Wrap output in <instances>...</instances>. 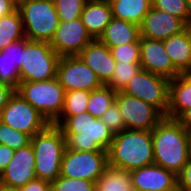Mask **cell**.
<instances>
[{
    "label": "cell",
    "instance_id": "cell-12",
    "mask_svg": "<svg viewBox=\"0 0 191 191\" xmlns=\"http://www.w3.org/2000/svg\"><path fill=\"white\" fill-rule=\"evenodd\" d=\"M65 92L73 90L93 91L103 86L96 73L78 56H62L56 76Z\"/></svg>",
    "mask_w": 191,
    "mask_h": 191
},
{
    "label": "cell",
    "instance_id": "cell-33",
    "mask_svg": "<svg viewBox=\"0 0 191 191\" xmlns=\"http://www.w3.org/2000/svg\"><path fill=\"white\" fill-rule=\"evenodd\" d=\"M152 7L180 18L188 26L186 0H151Z\"/></svg>",
    "mask_w": 191,
    "mask_h": 191
},
{
    "label": "cell",
    "instance_id": "cell-34",
    "mask_svg": "<svg viewBox=\"0 0 191 191\" xmlns=\"http://www.w3.org/2000/svg\"><path fill=\"white\" fill-rule=\"evenodd\" d=\"M116 62H140V41L110 48Z\"/></svg>",
    "mask_w": 191,
    "mask_h": 191
},
{
    "label": "cell",
    "instance_id": "cell-37",
    "mask_svg": "<svg viewBox=\"0 0 191 191\" xmlns=\"http://www.w3.org/2000/svg\"><path fill=\"white\" fill-rule=\"evenodd\" d=\"M17 191H51V183L39 178H35L23 187L17 189Z\"/></svg>",
    "mask_w": 191,
    "mask_h": 191
},
{
    "label": "cell",
    "instance_id": "cell-11",
    "mask_svg": "<svg viewBox=\"0 0 191 191\" xmlns=\"http://www.w3.org/2000/svg\"><path fill=\"white\" fill-rule=\"evenodd\" d=\"M115 102L126 129L151 131L165 116L151 104L118 91Z\"/></svg>",
    "mask_w": 191,
    "mask_h": 191
},
{
    "label": "cell",
    "instance_id": "cell-25",
    "mask_svg": "<svg viewBox=\"0 0 191 191\" xmlns=\"http://www.w3.org/2000/svg\"><path fill=\"white\" fill-rule=\"evenodd\" d=\"M95 191H134L130 171L108 166L95 181Z\"/></svg>",
    "mask_w": 191,
    "mask_h": 191
},
{
    "label": "cell",
    "instance_id": "cell-4",
    "mask_svg": "<svg viewBox=\"0 0 191 191\" xmlns=\"http://www.w3.org/2000/svg\"><path fill=\"white\" fill-rule=\"evenodd\" d=\"M35 156L36 178L48 182L60 175V166L66 148V139L61 130L49 124L42 132L30 139Z\"/></svg>",
    "mask_w": 191,
    "mask_h": 191
},
{
    "label": "cell",
    "instance_id": "cell-10",
    "mask_svg": "<svg viewBox=\"0 0 191 191\" xmlns=\"http://www.w3.org/2000/svg\"><path fill=\"white\" fill-rule=\"evenodd\" d=\"M0 121L30 137L42 132L49 125L40 112L17 92H14L2 109Z\"/></svg>",
    "mask_w": 191,
    "mask_h": 191
},
{
    "label": "cell",
    "instance_id": "cell-1",
    "mask_svg": "<svg viewBox=\"0 0 191 191\" xmlns=\"http://www.w3.org/2000/svg\"><path fill=\"white\" fill-rule=\"evenodd\" d=\"M57 126L66 139V148L75 151H108L114 133L100 119L88 112L60 116Z\"/></svg>",
    "mask_w": 191,
    "mask_h": 191
},
{
    "label": "cell",
    "instance_id": "cell-20",
    "mask_svg": "<svg viewBox=\"0 0 191 191\" xmlns=\"http://www.w3.org/2000/svg\"><path fill=\"white\" fill-rule=\"evenodd\" d=\"M24 52V39L0 50V81L15 90L20 82V69Z\"/></svg>",
    "mask_w": 191,
    "mask_h": 191
},
{
    "label": "cell",
    "instance_id": "cell-22",
    "mask_svg": "<svg viewBox=\"0 0 191 191\" xmlns=\"http://www.w3.org/2000/svg\"><path fill=\"white\" fill-rule=\"evenodd\" d=\"M166 52L173 65L185 74L191 69V36L190 25L181 33L163 40Z\"/></svg>",
    "mask_w": 191,
    "mask_h": 191
},
{
    "label": "cell",
    "instance_id": "cell-6",
    "mask_svg": "<svg viewBox=\"0 0 191 191\" xmlns=\"http://www.w3.org/2000/svg\"><path fill=\"white\" fill-rule=\"evenodd\" d=\"M15 92L39 111L49 124L60 117L65 90L57 77L38 82H19Z\"/></svg>",
    "mask_w": 191,
    "mask_h": 191
},
{
    "label": "cell",
    "instance_id": "cell-26",
    "mask_svg": "<svg viewBox=\"0 0 191 191\" xmlns=\"http://www.w3.org/2000/svg\"><path fill=\"white\" fill-rule=\"evenodd\" d=\"M24 38L23 23L18 9L0 18V50Z\"/></svg>",
    "mask_w": 191,
    "mask_h": 191
},
{
    "label": "cell",
    "instance_id": "cell-44",
    "mask_svg": "<svg viewBox=\"0 0 191 191\" xmlns=\"http://www.w3.org/2000/svg\"><path fill=\"white\" fill-rule=\"evenodd\" d=\"M187 136H188L189 153L191 156V130H187Z\"/></svg>",
    "mask_w": 191,
    "mask_h": 191
},
{
    "label": "cell",
    "instance_id": "cell-8",
    "mask_svg": "<svg viewBox=\"0 0 191 191\" xmlns=\"http://www.w3.org/2000/svg\"><path fill=\"white\" fill-rule=\"evenodd\" d=\"M169 83L166 77L140 69L121 91L139 98L166 116L169 106Z\"/></svg>",
    "mask_w": 191,
    "mask_h": 191
},
{
    "label": "cell",
    "instance_id": "cell-7",
    "mask_svg": "<svg viewBox=\"0 0 191 191\" xmlns=\"http://www.w3.org/2000/svg\"><path fill=\"white\" fill-rule=\"evenodd\" d=\"M59 60L60 56L49 42L24 38L20 82H38L55 78Z\"/></svg>",
    "mask_w": 191,
    "mask_h": 191
},
{
    "label": "cell",
    "instance_id": "cell-38",
    "mask_svg": "<svg viewBox=\"0 0 191 191\" xmlns=\"http://www.w3.org/2000/svg\"><path fill=\"white\" fill-rule=\"evenodd\" d=\"M15 151L7 145L0 144V174L6 169Z\"/></svg>",
    "mask_w": 191,
    "mask_h": 191
},
{
    "label": "cell",
    "instance_id": "cell-17",
    "mask_svg": "<svg viewBox=\"0 0 191 191\" xmlns=\"http://www.w3.org/2000/svg\"><path fill=\"white\" fill-rule=\"evenodd\" d=\"M130 178L134 191L178 189L177 176L156 164L130 171Z\"/></svg>",
    "mask_w": 191,
    "mask_h": 191
},
{
    "label": "cell",
    "instance_id": "cell-41",
    "mask_svg": "<svg viewBox=\"0 0 191 191\" xmlns=\"http://www.w3.org/2000/svg\"><path fill=\"white\" fill-rule=\"evenodd\" d=\"M176 120L186 130H191V107L187 108Z\"/></svg>",
    "mask_w": 191,
    "mask_h": 191
},
{
    "label": "cell",
    "instance_id": "cell-23",
    "mask_svg": "<svg viewBox=\"0 0 191 191\" xmlns=\"http://www.w3.org/2000/svg\"><path fill=\"white\" fill-rule=\"evenodd\" d=\"M191 107V79L180 74L169 83V106L165 117L177 119L187 108Z\"/></svg>",
    "mask_w": 191,
    "mask_h": 191
},
{
    "label": "cell",
    "instance_id": "cell-45",
    "mask_svg": "<svg viewBox=\"0 0 191 191\" xmlns=\"http://www.w3.org/2000/svg\"><path fill=\"white\" fill-rule=\"evenodd\" d=\"M191 79V69L185 73Z\"/></svg>",
    "mask_w": 191,
    "mask_h": 191
},
{
    "label": "cell",
    "instance_id": "cell-30",
    "mask_svg": "<svg viewBox=\"0 0 191 191\" xmlns=\"http://www.w3.org/2000/svg\"><path fill=\"white\" fill-rule=\"evenodd\" d=\"M51 191H95V182L59 175L51 182Z\"/></svg>",
    "mask_w": 191,
    "mask_h": 191
},
{
    "label": "cell",
    "instance_id": "cell-3",
    "mask_svg": "<svg viewBox=\"0 0 191 191\" xmlns=\"http://www.w3.org/2000/svg\"><path fill=\"white\" fill-rule=\"evenodd\" d=\"M108 153V165L132 171L154 164L152 131L126 129L115 133Z\"/></svg>",
    "mask_w": 191,
    "mask_h": 191
},
{
    "label": "cell",
    "instance_id": "cell-29",
    "mask_svg": "<svg viewBox=\"0 0 191 191\" xmlns=\"http://www.w3.org/2000/svg\"><path fill=\"white\" fill-rule=\"evenodd\" d=\"M90 92L81 89L65 92L64 107L60 116H74L87 112Z\"/></svg>",
    "mask_w": 191,
    "mask_h": 191
},
{
    "label": "cell",
    "instance_id": "cell-31",
    "mask_svg": "<svg viewBox=\"0 0 191 191\" xmlns=\"http://www.w3.org/2000/svg\"><path fill=\"white\" fill-rule=\"evenodd\" d=\"M31 137L26 133L17 131L0 121V144L18 150L30 144Z\"/></svg>",
    "mask_w": 191,
    "mask_h": 191
},
{
    "label": "cell",
    "instance_id": "cell-9",
    "mask_svg": "<svg viewBox=\"0 0 191 191\" xmlns=\"http://www.w3.org/2000/svg\"><path fill=\"white\" fill-rule=\"evenodd\" d=\"M108 166L107 151H75L65 148L60 175L95 182Z\"/></svg>",
    "mask_w": 191,
    "mask_h": 191
},
{
    "label": "cell",
    "instance_id": "cell-36",
    "mask_svg": "<svg viewBox=\"0 0 191 191\" xmlns=\"http://www.w3.org/2000/svg\"><path fill=\"white\" fill-rule=\"evenodd\" d=\"M177 186L179 191H191V156L177 175Z\"/></svg>",
    "mask_w": 191,
    "mask_h": 191
},
{
    "label": "cell",
    "instance_id": "cell-35",
    "mask_svg": "<svg viewBox=\"0 0 191 191\" xmlns=\"http://www.w3.org/2000/svg\"><path fill=\"white\" fill-rule=\"evenodd\" d=\"M100 119L114 134L126 130L123 116L116 102L110 105Z\"/></svg>",
    "mask_w": 191,
    "mask_h": 191
},
{
    "label": "cell",
    "instance_id": "cell-5",
    "mask_svg": "<svg viewBox=\"0 0 191 191\" xmlns=\"http://www.w3.org/2000/svg\"><path fill=\"white\" fill-rule=\"evenodd\" d=\"M25 38L49 42L59 25L54 0H17Z\"/></svg>",
    "mask_w": 191,
    "mask_h": 191
},
{
    "label": "cell",
    "instance_id": "cell-32",
    "mask_svg": "<svg viewBox=\"0 0 191 191\" xmlns=\"http://www.w3.org/2000/svg\"><path fill=\"white\" fill-rule=\"evenodd\" d=\"M87 0H54L60 21H73L81 17Z\"/></svg>",
    "mask_w": 191,
    "mask_h": 191
},
{
    "label": "cell",
    "instance_id": "cell-28",
    "mask_svg": "<svg viewBox=\"0 0 191 191\" xmlns=\"http://www.w3.org/2000/svg\"><path fill=\"white\" fill-rule=\"evenodd\" d=\"M141 69L140 62H117L113 77L106 84L114 91H122L129 80Z\"/></svg>",
    "mask_w": 191,
    "mask_h": 191
},
{
    "label": "cell",
    "instance_id": "cell-39",
    "mask_svg": "<svg viewBox=\"0 0 191 191\" xmlns=\"http://www.w3.org/2000/svg\"><path fill=\"white\" fill-rule=\"evenodd\" d=\"M14 92V88L0 81V114Z\"/></svg>",
    "mask_w": 191,
    "mask_h": 191
},
{
    "label": "cell",
    "instance_id": "cell-42",
    "mask_svg": "<svg viewBox=\"0 0 191 191\" xmlns=\"http://www.w3.org/2000/svg\"><path fill=\"white\" fill-rule=\"evenodd\" d=\"M188 11V26L191 25V0H186Z\"/></svg>",
    "mask_w": 191,
    "mask_h": 191
},
{
    "label": "cell",
    "instance_id": "cell-21",
    "mask_svg": "<svg viewBox=\"0 0 191 191\" xmlns=\"http://www.w3.org/2000/svg\"><path fill=\"white\" fill-rule=\"evenodd\" d=\"M139 39V25L112 17L110 23L106 26L105 31L98 40L111 48L135 43Z\"/></svg>",
    "mask_w": 191,
    "mask_h": 191
},
{
    "label": "cell",
    "instance_id": "cell-18",
    "mask_svg": "<svg viewBox=\"0 0 191 191\" xmlns=\"http://www.w3.org/2000/svg\"><path fill=\"white\" fill-rule=\"evenodd\" d=\"M77 56L96 73L103 85L113 77L117 62L110 48L98 39L89 43Z\"/></svg>",
    "mask_w": 191,
    "mask_h": 191
},
{
    "label": "cell",
    "instance_id": "cell-19",
    "mask_svg": "<svg viewBox=\"0 0 191 191\" xmlns=\"http://www.w3.org/2000/svg\"><path fill=\"white\" fill-rule=\"evenodd\" d=\"M80 18L91 37L94 40L99 39L112 19L109 1L87 0Z\"/></svg>",
    "mask_w": 191,
    "mask_h": 191
},
{
    "label": "cell",
    "instance_id": "cell-2",
    "mask_svg": "<svg viewBox=\"0 0 191 191\" xmlns=\"http://www.w3.org/2000/svg\"><path fill=\"white\" fill-rule=\"evenodd\" d=\"M151 131L154 164L177 176L190 158L187 130L176 119L164 117Z\"/></svg>",
    "mask_w": 191,
    "mask_h": 191
},
{
    "label": "cell",
    "instance_id": "cell-15",
    "mask_svg": "<svg viewBox=\"0 0 191 191\" xmlns=\"http://www.w3.org/2000/svg\"><path fill=\"white\" fill-rule=\"evenodd\" d=\"M36 178L35 156L31 144L15 150V153L0 174V183L14 189L23 187L26 183Z\"/></svg>",
    "mask_w": 191,
    "mask_h": 191
},
{
    "label": "cell",
    "instance_id": "cell-40",
    "mask_svg": "<svg viewBox=\"0 0 191 191\" xmlns=\"http://www.w3.org/2000/svg\"><path fill=\"white\" fill-rule=\"evenodd\" d=\"M17 9V0H0V18Z\"/></svg>",
    "mask_w": 191,
    "mask_h": 191
},
{
    "label": "cell",
    "instance_id": "cell-46",
    "mask_svg": "<svg viewBox=\"0 0 191 191\" xmlns=\"http://www.w3.org/2000/svg\"><path fill=\"white\" fill-rule=\"evenodd\" d=\"M163 191H179V189H169V190H163Z\"/></svg>",
    "mask_w": 191,
    "mask_h": 191
},
{
    "label": "cell",
    "instance_id": "cell-14",
    "mask_svg": "<svg viewBox=\"0 0 191 191\" xmlns=\"http://www.w3.org/2000/svg\"><path fill=\"white\" fill-rule=\"evenodd\" d=\"M141 69L170 79L182 74L172 63L163 40L140 37Z\"/></svg>",
    "mask_w": 191,
    "mask_h": 191
},
{
    "label": "cell",
    "instance_id": "cell-24",
    "mask_svg": "<svg viewBox=\"0 0 191 191\" xmlns=\"http://www.w3.org/2000/svg\"><path fill=\"white\" fill-rule=\"evenodd\" d=\"M112 17L141 25L152 7L151 0H108Z\"/></svg>",
    "mask_w": 191,
    "mask_h": 191
},
{
    "label": "cell",
    "instance_id": "cell-43",
    "mask_svg": "<svg viewBox=\"0 0 191 191\" xmlns=\"http://www.w3.org/2000/svg\"><path fill=\"white\" fill-rule=\"evenodd\" d=\"M0 191H17V189H14L10 186H6L0 183Z\"/></svg>",
    "mask_w": 191,
    "mask_h": 191
},
{
    "label": "cell",
    "instance_id": "cell-27",
    "mask_svg": "<svg viewBox=\"0 0 191 191\" xmlns=\"http://www.w3.org/2000/svg\"><path fill=\"white\" fill-rule=\"evenodd\" d=\"M116 93V91L106 85L91 91L87 112L95 118H100L110 105L115 102Z\"/></svg>",
    "mask_w": 191,
    "mask_h": 191
},
{
    "label": "cell",
    "instance_id": "cell-16",
    "mask_svg": "<svg viewBox=\"0 0 191 191\" xmlns=\"http://www.w3.org/2000/svg\"><path fill=\"white\" fill-rule=\"evenodd\" d=\"M187 27L180 18L151 7L140 25V37L164 40L181 33Z\"/></svg>",
    "mask_w": 191,
    "mask_h": 191
},
{
    "label": "cell",
    "instance_id": "cell-13",
    "mask_svg": "<svg viewBox=\"0 0 191 191\" xmlns=\"http://www.w3.org/2000/svg\"><path fill=\"white\" fill-rule=\"evenodd\" d=\"M93 40L81 18H78L60 21L50 46L60 57L77 56Z\"/></svg>",
    "mask_w": 191,
    "mask_h": 191
}]
</instances>
